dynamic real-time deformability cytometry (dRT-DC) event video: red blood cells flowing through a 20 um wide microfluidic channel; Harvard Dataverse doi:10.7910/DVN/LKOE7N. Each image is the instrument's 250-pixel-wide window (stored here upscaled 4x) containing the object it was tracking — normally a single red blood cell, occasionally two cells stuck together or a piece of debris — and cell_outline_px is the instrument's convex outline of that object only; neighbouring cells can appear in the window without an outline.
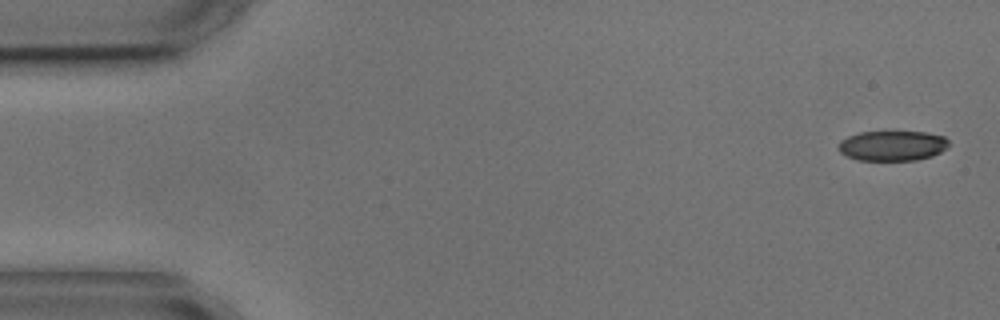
{"species": "common noctule bat (a hibernating species)", "species_latin": "Nyctalus noctula", "temperature_condition": "cold", "stored_images_in_passage": 6, "camera_frame_rate_fps": 3000, "um_per_image_px": 0.085, "animal": {"sex": "male", "body_mass_g": 17.9, "forearm_length_mm": 54.2}, "frame": {"image": 1, "passage_image": 1, "time_ms": 0.0, "image_size_px": [1000, 320], "cell_outline_px": [[948, 148], [932, 156], [916, 160], [856, 160], [840, 152], [836, 148], [840, 140], [848, 136], [860, 132], [924, 132], [944, 136], [948, 140]], "centroid_in_image_um": [75.84, 12.39], "position_along_channel_um": 9.2, "area_um2": 19.42}}